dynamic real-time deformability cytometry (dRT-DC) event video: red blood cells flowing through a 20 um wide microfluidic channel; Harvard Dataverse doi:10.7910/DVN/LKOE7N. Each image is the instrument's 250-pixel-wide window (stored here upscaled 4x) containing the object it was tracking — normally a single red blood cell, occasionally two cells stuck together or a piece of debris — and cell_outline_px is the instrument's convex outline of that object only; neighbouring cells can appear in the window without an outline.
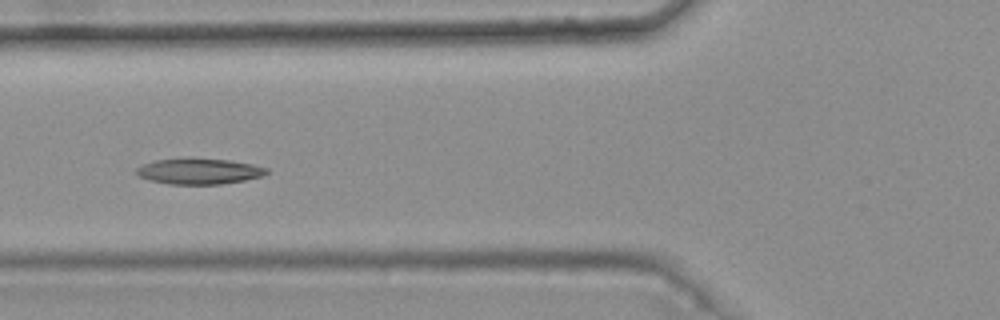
{"species": "common noctule bat (a hibernating species)", "species_latin": "Nyctalus noctula", "temperature_condition": "warm", "stored_images_in_passage": 10, "camera_frame_rate_fps": 3000, "um_per_image_px": 0.085, "animal": {"sex": "female", "body_mass_g": 25.1}, "frame": {"image": 1, "passage_image": 5, "time_ms": 1.333, "image_size_px": [1000, 320], "cell_outline_px": [[268, 172], [260, 176], [244, 180], [220, 184], [168, 184], [148, 180], [140, 176], [136, 172], [136, 168], [144, 164], [156, 160], [188, 156], [228, 160], [252, 164], [268, 168]], "centroid_in_image_um": [16.88, 14.53], "position_along_channel_um": 108.9, "area_um2": 19.83}}
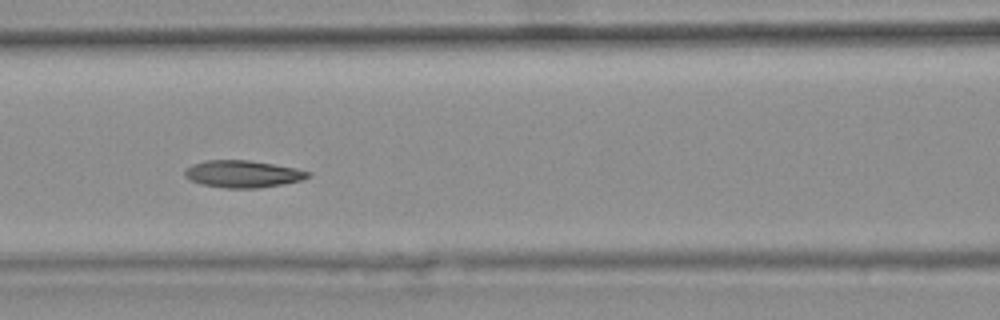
{"frame": {"image": 2, "passage_image": 6, "time_ms": 1.667, "image_size_px": [1000, 320], "cell_outline_px": [[312, 176], [300, 180], [284, 184], [256, 188], [224, 188], [200, 184], [188, 180], [184, 176], [184, 168], [192, 164], [204, 160], [248, 160], [296, 168], [312, 172]], "centroid_in_image_um": [20.6, 14.79], "position_along_channel_um": 146.0, "area_um2": 19.71}}
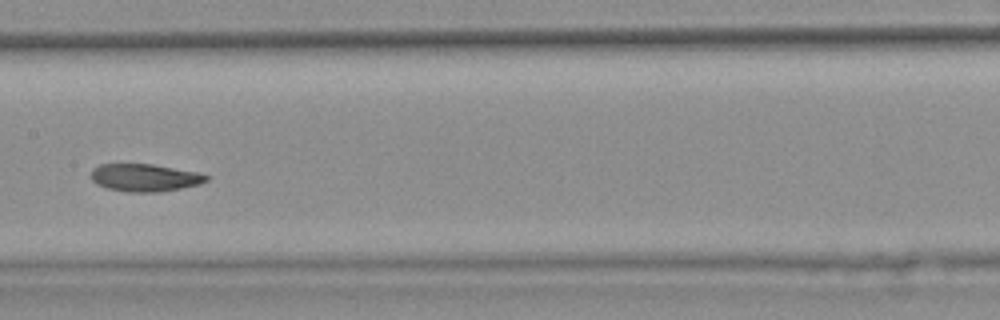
{"frame": {"image": 3, "passage_image": 7, "time_ms": 2.0, "image_size_px": [1000, 320], "cell_outline_px": [[208, 180], [200, 184], [180, 188], [156, 192], [128, 192], [108, 188], [96, 184], [88, 176], [92, 168], [100, 164], [152, 164], [200, 172], [208, 176]], "centroid_in_image_um": [12.27, 15.09], "position_along_channel_um": 195.1, "area_um2": 18.67}}